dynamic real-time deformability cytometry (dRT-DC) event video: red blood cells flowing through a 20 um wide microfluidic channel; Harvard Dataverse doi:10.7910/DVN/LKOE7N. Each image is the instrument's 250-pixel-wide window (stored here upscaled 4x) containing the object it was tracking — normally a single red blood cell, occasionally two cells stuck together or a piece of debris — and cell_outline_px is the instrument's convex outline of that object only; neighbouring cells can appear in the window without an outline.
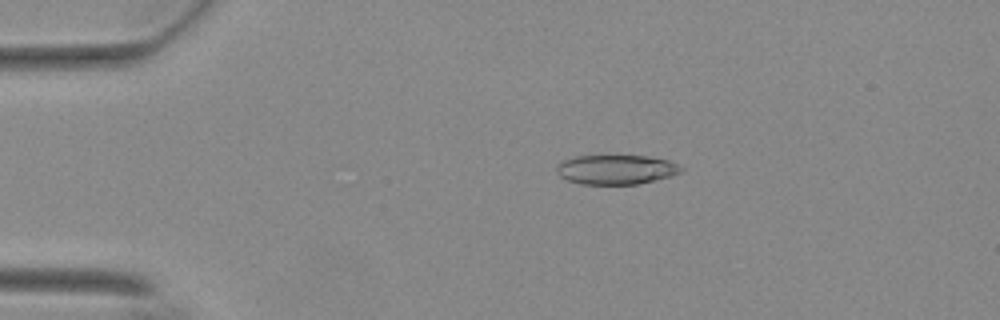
{"species": "Egyptian fruit bat (a non-hibernating species)", "species_latin": "Rousettus aegyptiacus", "temperature_condition": "warm", "stored_images_in_passage": 28, "camera_frame_rate_fps": 3000, "um_per_image_px": 0.085, "animal": {"sex": "female"}, "frame": {"image": 1, "passage_image": 12, "time_ms": 3.667, "image_size_px": [1000, 320], "cell_outline_px": [[684, 168], [680, 172], [672, 176], [636, 184], [580, 184], [568, 180], [560, 176], [556, 172], [556, 164], [564, 160], [576, 156], [648, 156], [668, 160], [680, 164]], "centroid_in_image_um": [52.38, 14.41], "position_along_channel_um": 32.6, "area_um2": 21.44}}
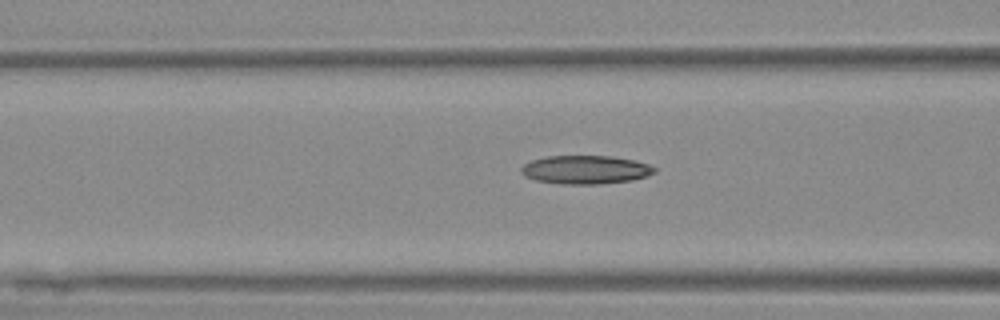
{"frame": {"image": 2, "passage_image": 23, "time_ms": 7.333, "image_size_px": [1000, 320], "cell_outline_px": [[656, 172], [632, 180], [600, 184], [560, 184], [536, 180], [524, 176], [520, 172], [520, 168], [524, 164], [532, 160], [548, 156], [612, 156], [636, 160], [648, 164], [656, 168]], "centroid_in_image_um": [49.76, 14.42], "position_along_channel_um": 116.8, "area_um2": 22.2}}
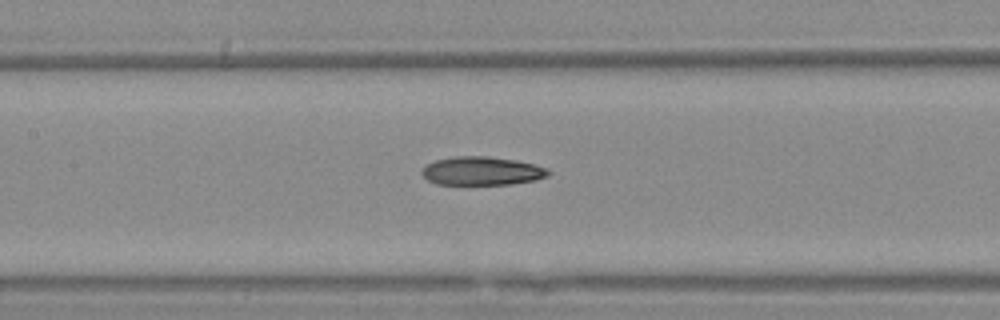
{"frame": {"image": 3, "passage_image": 27, "time_ms": 8.667, "image_size_px": [1000, 320], "cell_outline_px": [[552, 172], [548, 176], [536, 180], [512, 184], [436, 184], [428, 180], [420, 172], [424, 164], [436, 160], [456, 156], [488, 156], [516, 160], [548, 168]], "centroid_in_image_um": [40.96, 14.53], "position_along_channel_um": 166.4, "area_um2": 21.15}}